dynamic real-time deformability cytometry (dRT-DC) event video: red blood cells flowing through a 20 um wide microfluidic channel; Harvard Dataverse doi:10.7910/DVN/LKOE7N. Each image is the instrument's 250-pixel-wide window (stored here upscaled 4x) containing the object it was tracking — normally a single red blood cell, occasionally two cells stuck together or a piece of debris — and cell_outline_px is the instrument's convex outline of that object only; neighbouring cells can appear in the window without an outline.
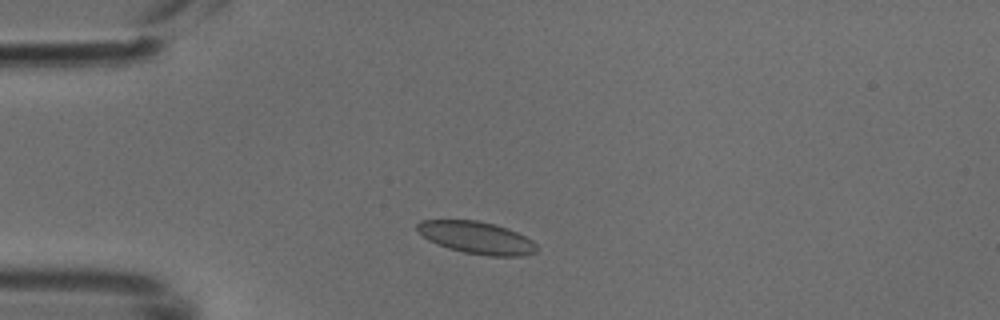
{"species": "common noctule bat (a hibernating species)", "species_latin": "Nyctalus noctula", "temperature_condition": "cold", "stored_images_in_passage": 6, "camera_frame_rate_fps": 3000, "um_per_image_px": 0.085, "animal": {"sex": "male", "body_mass_g": 18.8}, "frame": {"image": 1, "passage_image": 2, "time_ms": 0.333, "image_size_px": [1000, 320], "cell_outline_px": [[536, 252], [520, 256], [488, 256], [464, 252], [448, 248], [428, 240], [416, 232], [416, 224], [420, 220], [476, 220], [496, 224], [508, 228], [532, 240], [536, 244]], "centroid_in_image_um": [40.47, 20.19], "position_along_channel_um": 44.5, "area_um2": 22.54}}
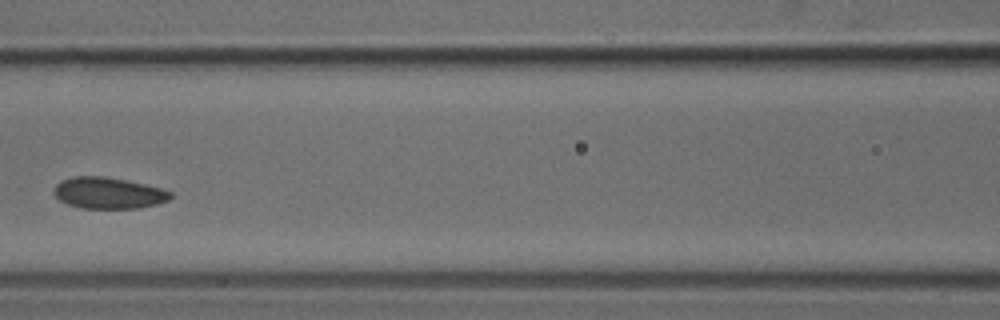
{"frame": {"image": 2, "passage_image": 5, "time_ms": 1.333, "image_size_px": [1000, 320], "cell_outline_px": [[172, 196], [168, 200], [156, 204], [140, 208], [80, 208], [68, 204], [60, 200], [52, 192], [56, 184], [60, 180], [72, 176], [104, 176], [144, 184], [160, 188], [172, 192]], "centroid_in_image_um": [9.18, 16.4], "position_along_channel_um": 157.4, "area_um2": 21.27}}
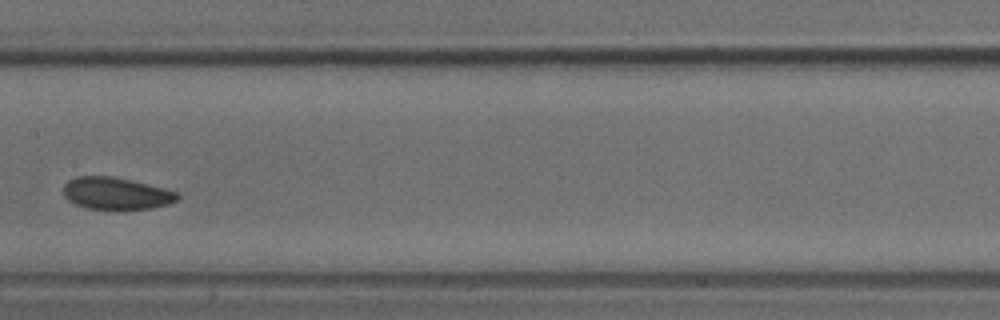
{"frame": {"image": 3, "passage_image": 6, "time_ms": 1.667, "image_size_px": [1000, 320], "cell_outline_px": [[180, 196], [176, 200], [168, 204], [152, 208], [88, 208], [76, 204], [68, 200], [64, 196], [64, 184], [68, 180], [76, 176], [112, 176], [164, 188], [180, 192]], "centroid_in_image_um": [9.87, 16.42], "position_along_channel_um": 197.5, "area_um2": 20.98}}